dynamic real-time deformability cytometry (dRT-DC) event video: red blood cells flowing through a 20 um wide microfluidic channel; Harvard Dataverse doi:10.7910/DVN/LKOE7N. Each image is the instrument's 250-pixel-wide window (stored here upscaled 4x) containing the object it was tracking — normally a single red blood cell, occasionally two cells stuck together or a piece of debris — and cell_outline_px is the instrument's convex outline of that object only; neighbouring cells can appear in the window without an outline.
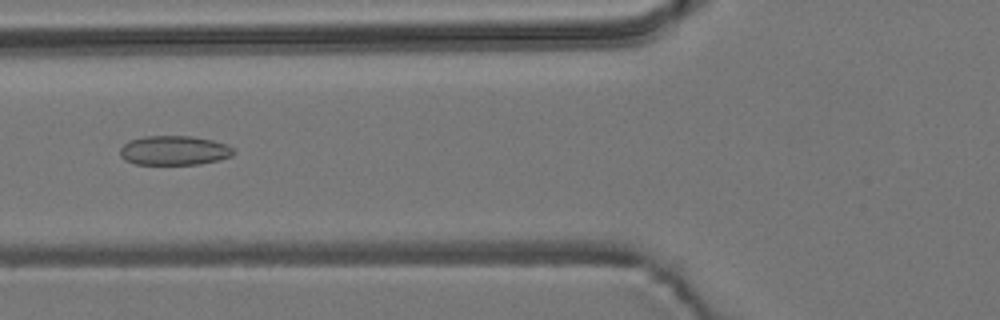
{"species": "common noctule bat (a hibernating species)", "species_latin": "Nyctalus noctula", "temperature_condition": "room temperature", "stored_images_in_passage": 36, "camera_frame_rate_fps": 3000, "um_per_image_px": 0.085, "animal": {"sex": "male", "body_mass_g": 19.2, "forearm_length_mm": 51.8}, "frame": {"image": 1, "passage_image": 6, "time_ms": 1.667, "image_size_px": [1000, 320], "cell_outline_px": [[236, 152], [232, 156], [220, 160], [200, 164], [136, 164], [124, 160], [120, 156], [120, 148], [128, 140], [144, 136], [192, 136], [212, 140], [228, 144]], "centroid_in_image_um": [14.81, 12.78], "position_along_channel_um": 111.0, "area_um2": 19.65}}
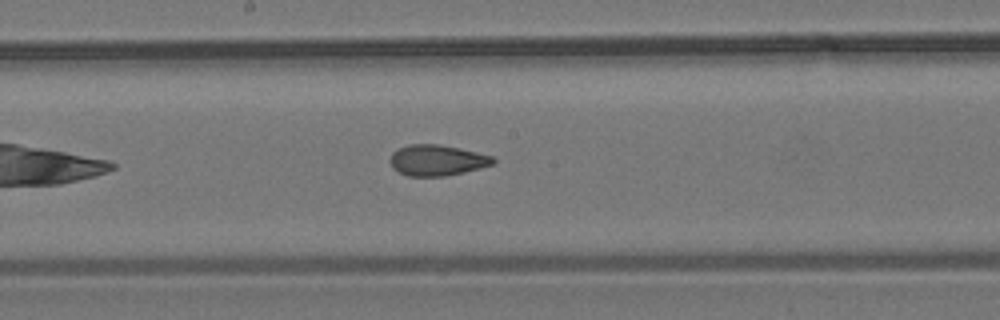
{"frame": {"image": 2, "passage_image": 14, "time_ms": 4.333, "image_size_px": [1000, 320], "cell_outline_px": [[496, 160], [492, 164], [480, 168], [464, 172], [444, 176], [408, 176], [392, 168], [388, 160], [392, 152], [408, 144], [436, 144], [476, 152], [492, 156]], "centroid_in_image_um": [37.1, 13.62], "position_along_channel_um": 211.1, "area_um2": 18.38}}
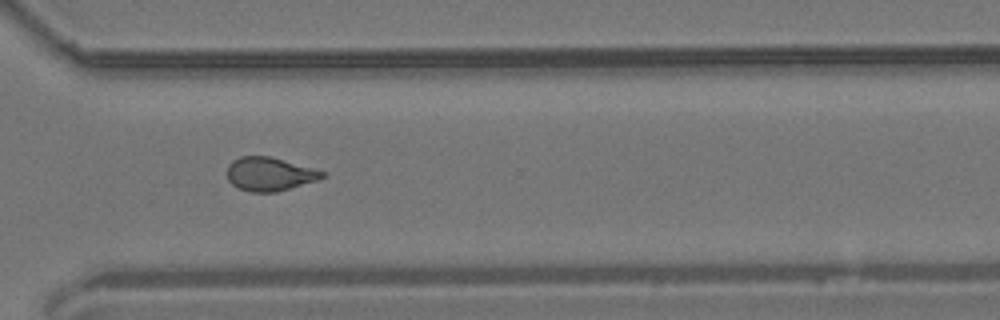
{"frame": {"image": 3, "passage_image": 25, "time_ms": 8.0, "image_size_px": [1000, 320], "cell_outline_px": [[324, 176], [320, 180], [276, 192], [252, 192], [240, 188], [232, 184], [228, 180], [228, 164], [232, 160], [240, 156], [268, 156], [312, 168], [324, 172]], "centroid_in_image_um": [22.9, 14.8], "position_along_channel_um": 347.7, "area_um2": 18.44}, "authors_computed_cell_mechanics": {"area_um2": 18.785, "velocity_mm_per_s": 3.7454, "shape_relaxation_time_tau1_ms": null, "shape_relaxation_time_tau2_ms": 1.8031, "deformation_change_tau1": null, "deformation_change_tau2": 0.0893}}